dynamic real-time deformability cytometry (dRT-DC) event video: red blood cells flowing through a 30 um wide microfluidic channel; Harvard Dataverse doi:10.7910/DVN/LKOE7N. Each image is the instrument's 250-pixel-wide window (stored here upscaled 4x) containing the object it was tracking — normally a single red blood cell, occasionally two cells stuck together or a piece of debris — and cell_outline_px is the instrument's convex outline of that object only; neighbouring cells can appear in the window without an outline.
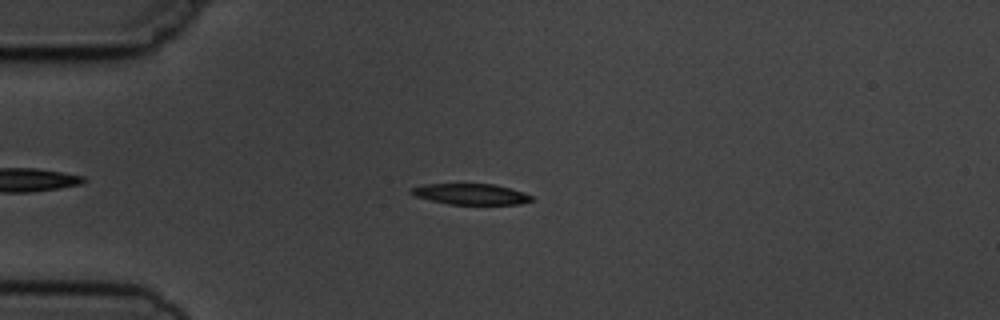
{"species": "common noctule bat (a hibernating species)", "species_latin": "Nyctalus noctula", "temperature_condition": "cold", "stored_images_in_passage": 13, "camera_frame_rate_fps": 3000, "um_per_image_px": 0.085, "animal": {"sex": "male", "body_mass_g": 19.5, "forearm_length_mm": 54.6}, "frame": {"image": 1, "passage_image": 2, "time_ms": 1.333, "image_size_px": [1000, 320], "cell_outline_px": [[532, 200], [520, 204], [448, 204], [416, 196], [408, 192], [412, 188], [424, 184], [492, 184], [524, 192], [532, 196]], "centroid_in_image_um": [40.01, 16.5], "position_along_channel_um": 45.0, "area_um2": 14.39}}
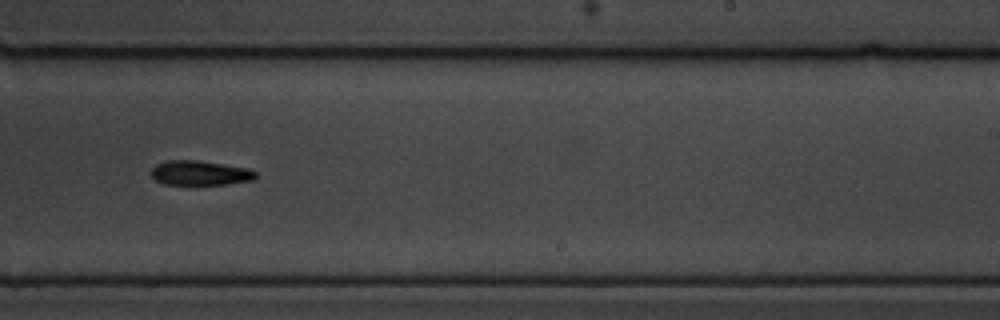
{"frame": {"image": 2, "passage_image": 8, "time_ms": 8.0, "image_size_px": [1000, 320], "cell_outline_px": [[256, 176], [252, 180], [228, 184], [196, 188], [188, 188], [164, 184], [156, 180], [152, 176], [152, 168], [156, 164], [168, 160], [196, 160], [248, 168], [256, 172]], "centroid_in_image_um": [16.96, 14.77], "position_along_channel_um": 272.0, "area_um2": 15.84}}
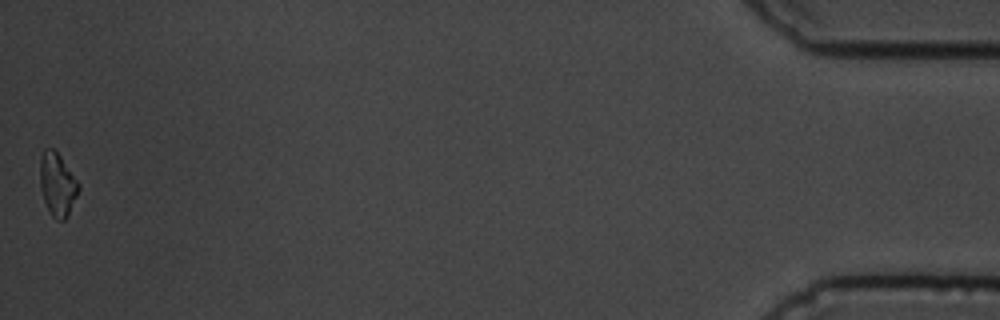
{"frame": {"image": 3, "passage_image": 13, "time_ms": 14.667, "image_size_px": [1000, 320], "cell_outline_px": [[80, 188], [68, 216], [64, 220], [56, 220], [52, 216], [44, 200], [40, 188], [40, 156], [44, 148], [52, 148], [60, 156], [80, 184]], "centroid_in_image_um": [4.88, 15.67], "position_along_channel_um": 430.3, "area_um2": 14.16}, "authors_computed_cell_mechanics": {"area_um2": 15.3748, "velocity_mm_per_s": 3.7408, "shape_relaxation_time_tau1_ms": 1.6065, "shape_relaxation_time_tau2_ms": null, "deformation_change_tau1": 0.1115, "deformation_change_tau2": null}}